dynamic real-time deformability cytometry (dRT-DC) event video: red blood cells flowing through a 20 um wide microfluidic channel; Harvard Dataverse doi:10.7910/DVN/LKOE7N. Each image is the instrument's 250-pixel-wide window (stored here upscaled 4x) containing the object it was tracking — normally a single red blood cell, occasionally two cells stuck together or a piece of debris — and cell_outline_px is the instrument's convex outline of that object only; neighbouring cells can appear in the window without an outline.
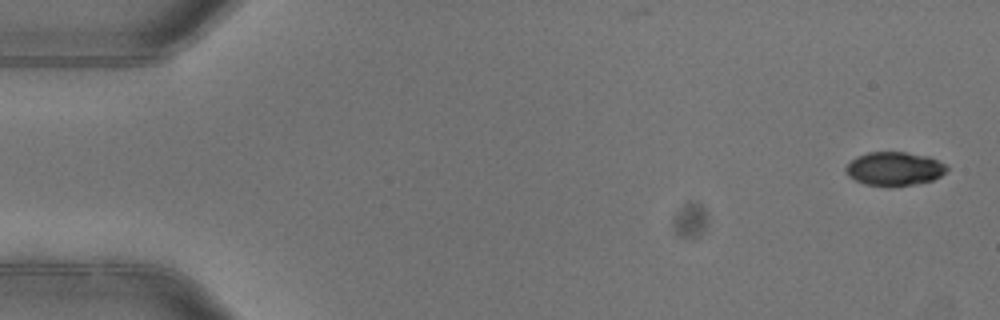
{"species": "common noctule bat (a hibernating species)", "species_latin": "Nyctalus noctula", "temperature_condition": "warm", "stored_images_in_passage": 4, "camera_frame_rate_fps": 3000, "um_per_image_px": 0.085, "animal": {"sex": "female"}, "frame": {"image": 1, "passage_image": 1, "time_ms": 0.0, "image_size_px": [1000, 320], "cell_outline_px": [[948, 168], [940, 176], [932, 180], [916, 184], [892, 188], [888, 188], [864, 184], [848, 176], [844, 172], [844, 168], [856, 156], [868, 152], [904, 152], [928, 156], [944, 164]], "centroid_in_image_um": [75.97, 14.37], "position_along_channel_um": 9.0, "area_um2": 20.11}}
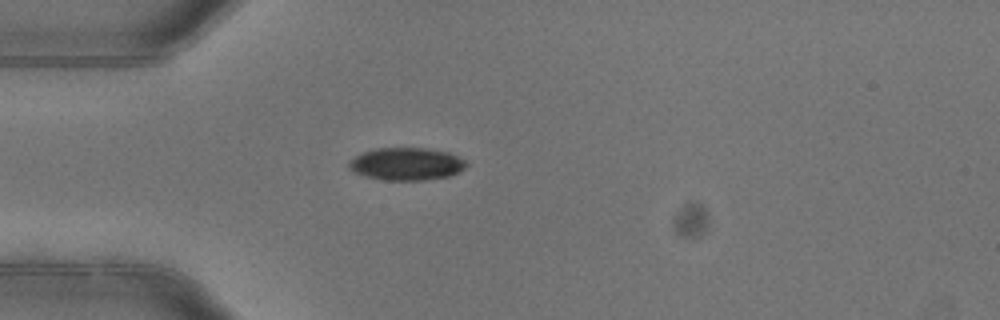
{"frame": {"image": 2, "passage_image": 4, "time_ms": 1.0, "image_size_px": [1000, 320], "cell_outline_px": [[468, 164], [464, 168], [448, 176], [424, 180], [380, 180], [364, 176], [352, 172], [348, 168], [348, 160], [364, 152], [376, 148], [428, 148], [448, 152], [464, 160]], "centroid_in_image_um": [34.49, 13.94], "position_along_channel_um": 50.5, "area_um2": 22.31}}